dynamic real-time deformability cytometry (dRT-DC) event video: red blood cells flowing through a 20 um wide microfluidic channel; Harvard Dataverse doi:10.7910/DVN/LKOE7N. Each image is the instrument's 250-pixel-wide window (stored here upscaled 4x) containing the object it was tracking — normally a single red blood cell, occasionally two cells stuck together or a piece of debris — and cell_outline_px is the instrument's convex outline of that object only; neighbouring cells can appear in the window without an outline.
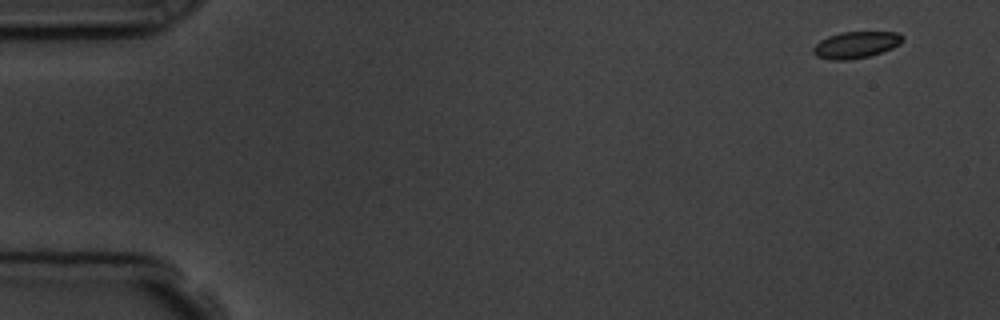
{"species": "common noctule bat (a hibernating species)", "species_latin": "Nyctalus noctula", "temperature_condition": "room temperature", "stored_images_in_passage": 4, "camera_frame_rate_fps": 3000, "um_per_image_px": 0.085, "animal": {"sex": "male", "body_mass_g": 19.5, "forearm_length_mm": 54.6}, "frame": {"image": 1, "passage_image": 1, "time_ms": 0.0, "image_size_px": [1000, 320], "cell_outline_px": [[904, 40], [900, 44], [892, 48], [868, 56], [848, 60], [832, 60], [816, 56], [812, 52], [812, 48], [820, 40], [828, 36], [840, 32], [900, 32], [904, 36]], "centroid_in_image_um": [72.76, 3.8], "position_along_channel_um": 12.2, "area_um2": 13.93}}